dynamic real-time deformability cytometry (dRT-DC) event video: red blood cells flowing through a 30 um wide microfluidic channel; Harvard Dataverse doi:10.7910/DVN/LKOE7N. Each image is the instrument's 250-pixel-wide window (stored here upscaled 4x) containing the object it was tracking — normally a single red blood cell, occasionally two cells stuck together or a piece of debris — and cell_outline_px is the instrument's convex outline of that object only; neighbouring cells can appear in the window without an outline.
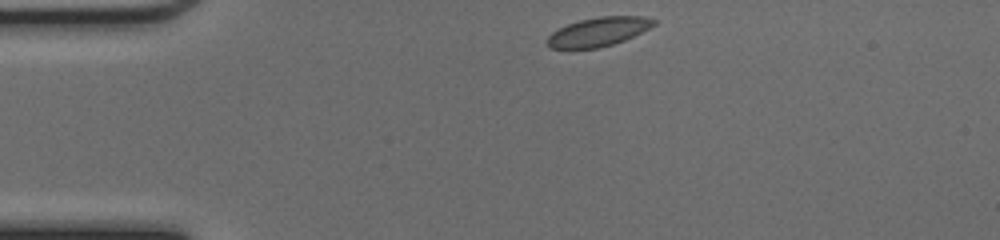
{"species": "common noctule bat (a hibernating species)", "species_latin": "Nyctalus noctula", "temperature_condition": "cold", "stored_images_in_passage": 39, "camera_frame_rate_fps": 3000, "um_per_image_px": 0.085, "animal": {"sex": "female", "body_mass_g": 17.0, "forearm_length_mm": 48.0}, "frame": {"image": 1, "passage_image": 1, "time_ms": 0.0, "image_size_px": [1000, 240], "cell_outline_px": [[656, 24], [624, 40], [600, 48], [552, 48], [544, 44], [544, 40], [552, 32], [568, 24], [580, 20], [600, 16], [644, 16], [656, 20]], "centroid_in_image_um": [50.82, 2.7], "position_along_channel_um": 34.2, "area_um2": 17.86}}
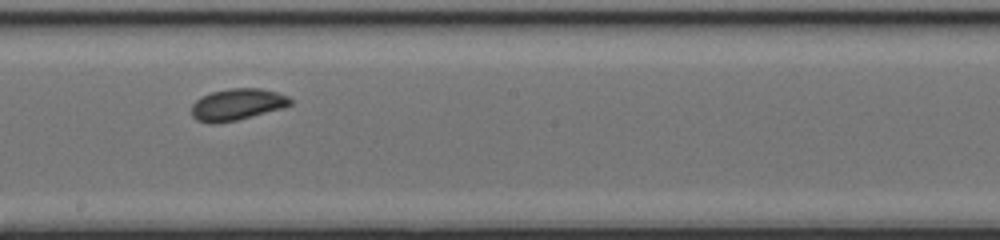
{"frame": {"image": 2, "passage_image": 18, "time_ms": 5.667, "image_size_px": [1000, 240], "cell_outline_px": [[292, 104], [284, 108], [236, 120], [216, 124], [208, 124], [196, 120], [192, 116], [192, 104], [200, 96], [212, 92], [228, 88], [260, 88], [276, 92], [288, 96], [292, 100]], "centroid_in_image_um": [20.14, 8.88], "position_along_channel_um": 228.1, "area_um2": 18.38}}
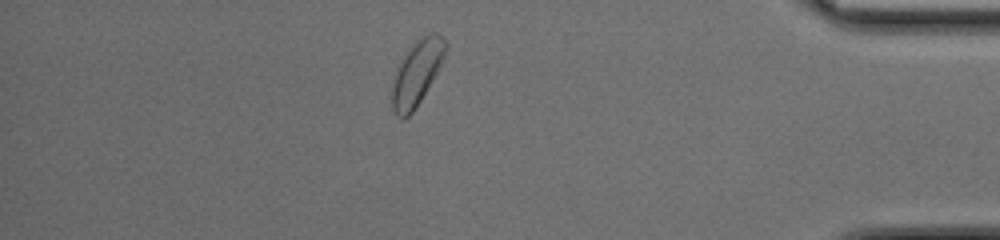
{"frame": {"image": 3, "passage_image": 33, "time_ms": 10.667, "image_size_px": [1000, 240], "cell_outline_px": [[448, 44], [440, 68], [416, 108], [404, 120], [400, 120], [396, 116], [392, 108], [392, 84], [396, 68], [404, 56], [416, 40], [420, 36], [432, 32], [436, 32]], "centroid_in_image_um": [35.43, 6.22], "position_along_channel_um": 399.8, "area_um2": 20.29}, "authors_computed_cell_mechanics": {"area_um2": 18.2648, "velocity_mm_per_s": 4.2224, "shape_relaxation_time_tau1_ms": 1.4334, "shape_relaxation_time_tau2_ms": 4.026, "deformation_change_tau1": 0.0475, "deformation_change_tau2": 0.0647}}